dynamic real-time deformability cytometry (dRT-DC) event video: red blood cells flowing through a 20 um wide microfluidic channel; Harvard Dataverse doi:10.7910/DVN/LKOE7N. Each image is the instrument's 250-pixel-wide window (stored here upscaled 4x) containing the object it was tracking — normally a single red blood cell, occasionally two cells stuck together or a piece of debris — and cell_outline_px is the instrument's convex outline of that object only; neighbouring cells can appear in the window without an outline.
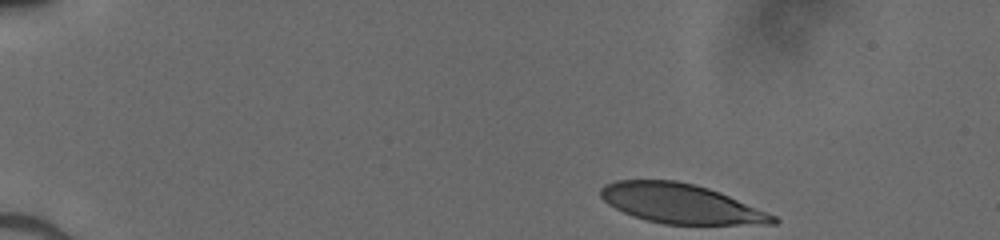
{"species": "human", "species_latin": "Homo sapiens", "temperature_condition": "cold", "stored_images_in_passage": 38, "camera_frame_rate_fps": 3000, "um_per_image_px": 0.085, "donor": {"sex": "male"}, "frame": {"image": 1, "passage_image": 1, "time_ms": 0.0, "image_size_px": [1000, 240], "cell_outline_px": [[780, 220], [776, 224], [664, 224], [632, 216], [608, 204], [600, 196], [600, 188], [604, 184], [616, 180], [676, 180], [708, 188], [720, 192], [776, 216]], "centroid_in_image_um": [57.85, 17.3], "position_along_channel_um": 27.1, "area_um2": 39.48}}
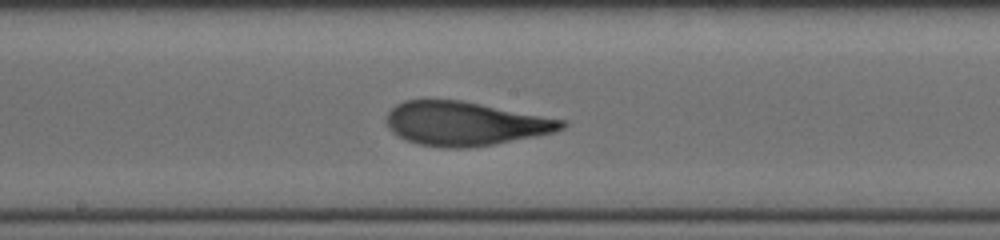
{"frame": {"image": 2, "passage_image": 22, "time_ms": 7.0, "image_size_px": [1000, 240], "cell_outline_px": [[568, 124], [564, 128], [556, 132], [536, 136], [492, 144], [468, 148], [444, 148], [420, 144], [408, 140], [392, 132], [388, 128], [388, 112], [396, 104], [404, 100], [460, 100], [568, 120]], "centroid_in_image_um": [39.59, 10.5], "position_along_channel_um": 208.6, "area_um2": 44.68}}
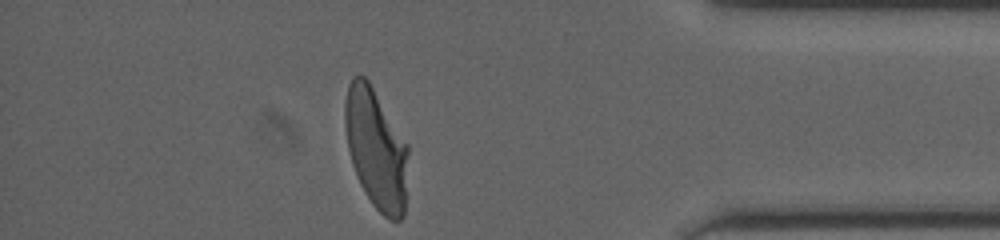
{"frame": {"image": 3, "passage_image": 38, "time_ms": 12.333, "image_size_px": [1000, 240], "cell_outline_px": [[408, 152], [404, 216], [400, 220], [388, 220], [372, 204], [360, 184], [352, 164], [348, 148], [344, 124], [344, 100], [348, 84], [352, 76], [364, 76], [368, 80], [408, 144]], "centroid_in_image_um": [31.95, 12.64], "position_along_channel_um": 403.2, "area_um2": 44.33}}